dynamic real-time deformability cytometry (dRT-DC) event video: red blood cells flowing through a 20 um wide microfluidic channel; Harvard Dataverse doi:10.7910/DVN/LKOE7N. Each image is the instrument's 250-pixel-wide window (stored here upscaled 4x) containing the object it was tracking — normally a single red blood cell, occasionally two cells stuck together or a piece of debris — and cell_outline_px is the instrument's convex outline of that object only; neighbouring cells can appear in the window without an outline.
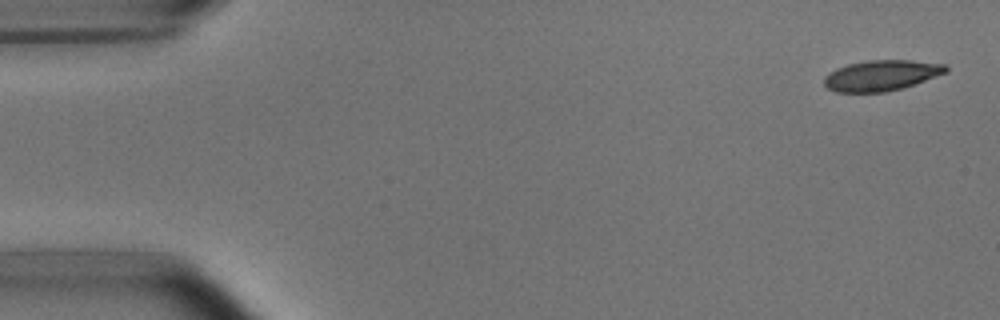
{"species": "common noctule bat (a hibernating species)", "species_latin": "Nyctalus noctula", "temperature_condition": "room temperature", "stored_images_in_passage": 5, "camera_frame_rate_fps": 3000, "um_per_image_px": 0.085, "animal": {"sex": "male", "body_mass_g": 15.6}, "frame": {"image": 1, "passage_image": 1, "time_ms": 0.0, "image_size_px": [1000, 320], "cell_outline_px": [[948, 72], [900, 88], [884, 92], [836, 92], [828, 88], [824, 84], [824, 76], [836, 68], [848, 64], [868, 60], [912, 60], [948, 64]], "centroid_in_image_um": [74.92, 6.4], "position_along_channel_um": 10.1, "area_um2": 21.62}}
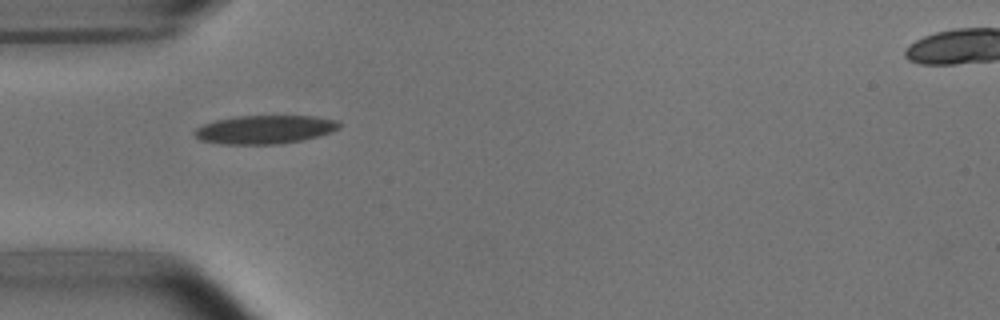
{"frame": {"image": 2, "passage_image": 5, "time_ms": 4.667, "image_size_px": [1000, 320], "cell_outline_px": [[340, 128], [332, 132], [320, 136], [280, 144], [220, 144], [200, 140], [192, 132], [196, 128], [204, 124], [216, 120], [236, 116], [316, 116], [336, 120], [340, 124]], "centroid_in_image_um": [22.51, 11.01], "position_along_channel_um": 62.5, "area_um2": 24.1}}